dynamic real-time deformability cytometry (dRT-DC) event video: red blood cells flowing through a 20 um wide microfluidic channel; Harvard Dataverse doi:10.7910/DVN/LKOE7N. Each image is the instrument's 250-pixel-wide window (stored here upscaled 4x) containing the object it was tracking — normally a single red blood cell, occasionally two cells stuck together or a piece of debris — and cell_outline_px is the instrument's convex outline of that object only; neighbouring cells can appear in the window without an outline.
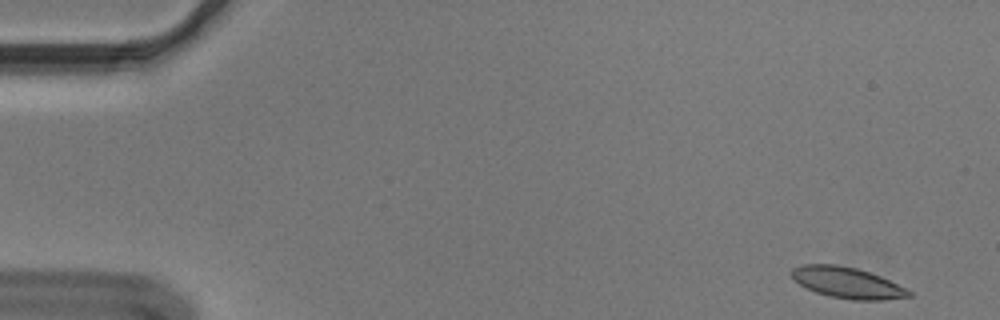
{"species": "Egyptian fruit bat (a non-hibernating species)", "species_latin": "Rousettus aegyptiacus", "temperature_condition": "cold", "stored_images_in_passage": 53, "camera_frame_rate_fps": 3000, "um_per_image_px": 0.085, "animal": {"sex": "male"}, "frame": {"image": 1, "passage_image": 1, "time_ms": 0.0, "image_size_px": [1000, 320], "cell_outline_px": [[912, 296], [884, 300], [852, 300], [828, 296], [816, 292], [792, 280], [788, 272], [792, 268], [804, 264], [836, 264], [856, 268], [880, 276], [912, 292]], "centroid_in_image_um": [71.95, 24.03], "position_along_channel_um": 13.0, "area_um2": 21.21}}
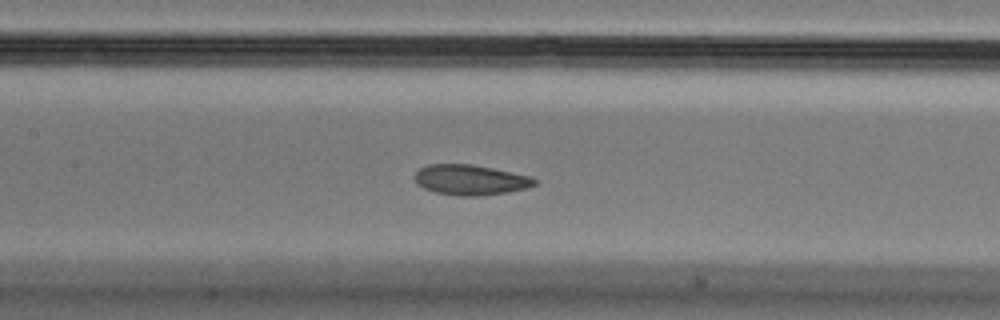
{"frame": {"image": 2, "passage_image": 24, "time_ms": 7.667, "image_size_px": [1000, 320], "cell_outline_px": [[540, 180], [536, 184], [528, 188], [508, 192], [476, 196], [460, 196], [436, 192], [424, 188], [416, 184], [412, 176], [420, 168], [428, 164], [472, 164], [532, 176]], "centroid_in_image_um": [40.0, 15.28], "position_along_channel_um": 167.4, "area_um2": 21.39}}
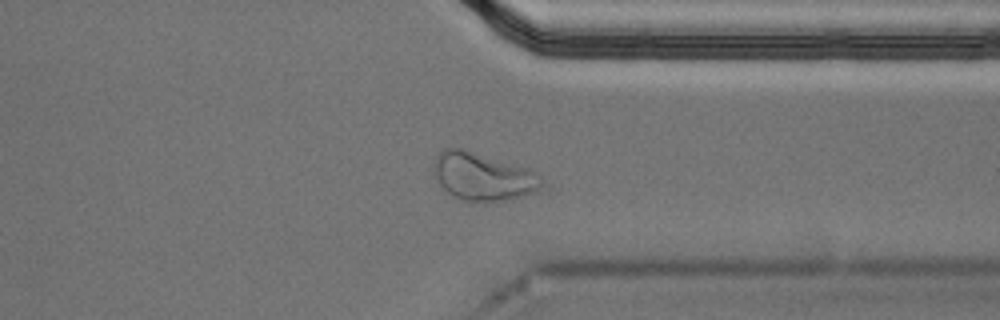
{"frame": {"image": 3, "passage_image": 41, "time_ms": 13.333, "image_size_px": [1000, 320], "cell_outline_px": [[552, 188], [548, 192], [504, 200], [464, 200], [452, 196], [440, 184], [432, 168], [432, 164], [436, 156], [444, 148], [464, 148], [536, 172]], "centroid_in_image_um": [41.18, 15.02], "position_along_channel_um": 370.2, "area_um2": 30.58}, "authors_computed_cell_mechanics": {"area_um2": 21.4438, "velocity_mm_per_s": 3.5998, "shape_relaxation_time_tau1_ms": 6.0134, "shape_relaxation_time_tau2_ms": 2.7787, "deformation_change_tau1": 0.1392, "deformation_change_tau2": 0.0663}}